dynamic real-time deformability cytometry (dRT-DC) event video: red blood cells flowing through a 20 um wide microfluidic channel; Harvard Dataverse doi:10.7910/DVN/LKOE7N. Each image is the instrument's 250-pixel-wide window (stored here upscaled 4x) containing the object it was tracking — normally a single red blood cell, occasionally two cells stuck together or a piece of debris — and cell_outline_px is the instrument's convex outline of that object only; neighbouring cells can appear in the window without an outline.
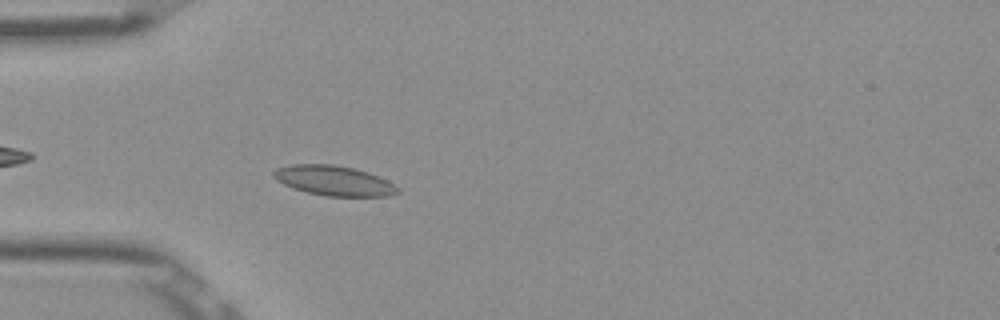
{"species": "Egyptian fruit bat (a non-hibernating species)", "species_latin": "Rousettus aegyptiacus", "temperature_condition": "room temperature", "stored_images_in_passage": 39, "camera_frame_rate_fps": 3000, "um_per_image_px": 0.085, "frame": {"image": 1, "passage_image": 2, "time_ms": 0.333, "image_size_px": [1000, 320], "cell_outline_px": [[400, 192], [388, 196], [324, 196], [292, 188], [276, 180], [272, 176], [272, 172], [276, 168], [292, 164], [332, 164], [352, 168], [368, 172], [388, 180], [400, 188]], "centroid_in_image_um": [28.38, 15.35], "position_along_channel_um": 56.6, "area_um2": 21.73}}
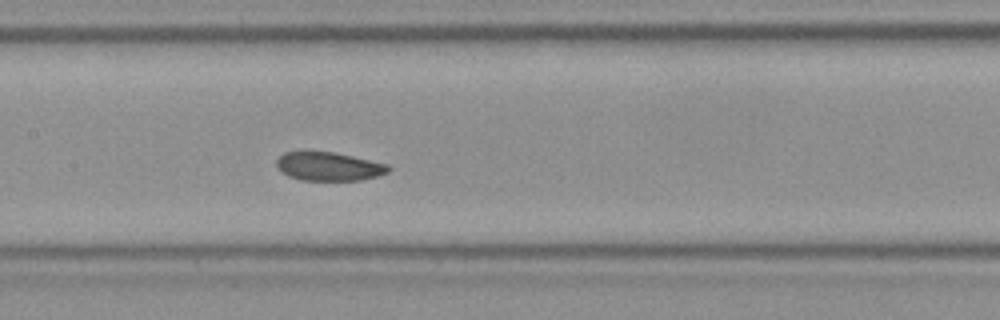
{"frame": {"image": 2, "passage_image": 12, "time_ms": 3.667, "image_size_px": [1000, 320], "cell_outline_px": [[392, 168], [388, 172], [376, 176], [360, 180], [300, 180], [288, 176], [276, 164], [276, 160], [284, 152], [336, 152], [388, 164]], "centroid_in_image_um": [27.98, 14.14], "position_along_channel_um": 179.4, "area_um2": 18.5}}
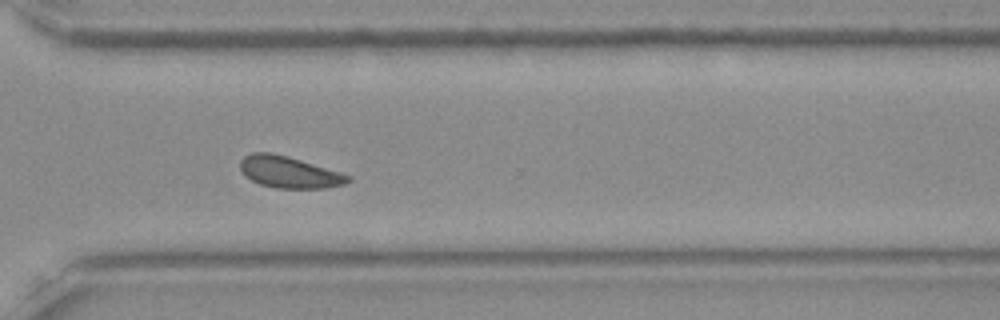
{"frame": {"image": 3, "passage_image": 25, "time_ms": 8.0, "image_size_px": [1000, 320], "cell_outline_px": [[352, 180], [344, 184], [324, 188], [276, 188], [260, 184], [252, 180], [240, 168], [240, 160], [244, 156], [252, 152], [272, 152], [288, 156], [340, 172], [352, 176]], "centroid_in_image_um": [24.59, 14.62], "position_along_channel_um": 346.0, "area_um2": 19.77}, "authors_computed_cell_mechanics": {"area_um2": 19.652, "velocity_mm_per_s": 3.8591, "shape_relaxation_time_tau1_ms": null, "shape_relaxation_time_tau2_ms": 3.5164, "deformation_change_tau1": null, "deformation_change_tau2": 0.0718}}